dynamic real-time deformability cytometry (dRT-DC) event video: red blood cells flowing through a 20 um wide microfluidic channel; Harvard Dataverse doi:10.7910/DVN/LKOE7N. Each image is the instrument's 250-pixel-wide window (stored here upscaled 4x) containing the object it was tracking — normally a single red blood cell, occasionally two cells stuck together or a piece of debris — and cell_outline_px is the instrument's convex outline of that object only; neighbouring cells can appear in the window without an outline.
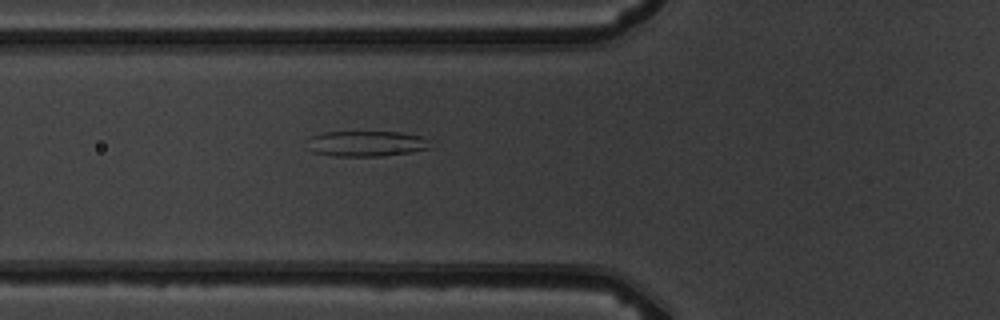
{"species": "common noctule bat (a hibernating species)", "species_latin": "Nyctalus noctula", "temperature_condition": "warm", "stored_images_in_passage": 4, "camera_frame_rate_fps": 3000, "um_per_image_px": 0.085, "animal": {"sex": "male", "body_mass_g": 19.5, "forearm_length_mm": 54.6}, "frame": {"image": 1, "passage_image": 3, "time_ms": 2.333, "image_size_px": [1000, 320], "cell_outline_px": [[432, 148], [412, 152], [380, 156], [336, 156], [316, 152], [308, 148], [312, 136], [324, 132], [400, 132], [420, 136], [428, 140]], "centroid_in_image_um": [31.21, 12.21], "position_along_channel_um": 94.6, "area_um2": 18.09}}